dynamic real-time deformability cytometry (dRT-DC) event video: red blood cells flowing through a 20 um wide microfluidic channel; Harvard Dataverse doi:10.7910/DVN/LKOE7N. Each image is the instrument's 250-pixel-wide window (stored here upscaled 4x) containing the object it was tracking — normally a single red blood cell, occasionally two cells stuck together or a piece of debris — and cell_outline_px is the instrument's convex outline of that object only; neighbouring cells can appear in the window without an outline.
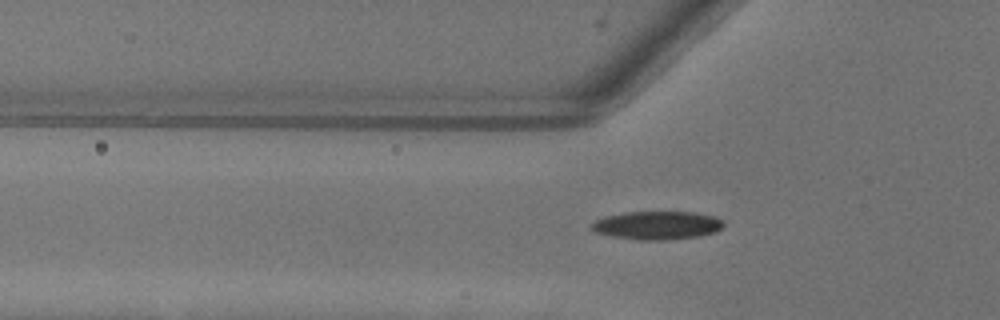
{"species": "common noctule bat (a hibernating species)", "species_latin": "Nyctalus noctula", "temperature_condition": "warm", "stored_images_in_passage": 41, "camera_frame_rate_fps": 3000, "um_per_image_px": 0.085, "animal": {"sex": "female"}, "frame": {"image": 1, "passage_image": 11, "time_ms": 3.333, "image_size_px": [1000, 320], "cell_outline_px": [[724, 224], [720, 228], [712, 232], [696, 236], [668, 240], [636, 240], [612, 236], [596, 232], [592, 228], [592, 224], [596, 220], [604, 216], [628, 212], [696, 212], [712, 216], [720, 220]], "centroid_in_image_um": [55.81, 19.15], "position_along_channel_um": 70.0, "area_um2": 21.44}}
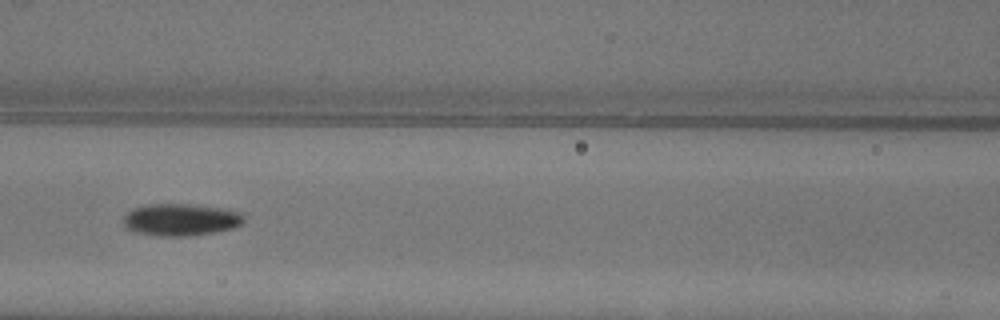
{"frame": {"image": 2, "passage_image": 17, "time_ms": 5.333, "image_size_px": [1000, 320], "cell_outline_px": [[244, 220], [240, 224], [232, 228], [212, 232], [184, 236], [160, 236], [136, 232], [128, 228], [124, 224], [124, 216], [132, 208], [148, 204], [188, 204], [224, 208], [240, 212], [244, 216]], "centroid_in_image_um": [15.36, 18.66], "position_along_channel_um": 151.2, "area_um2": 22.31}}
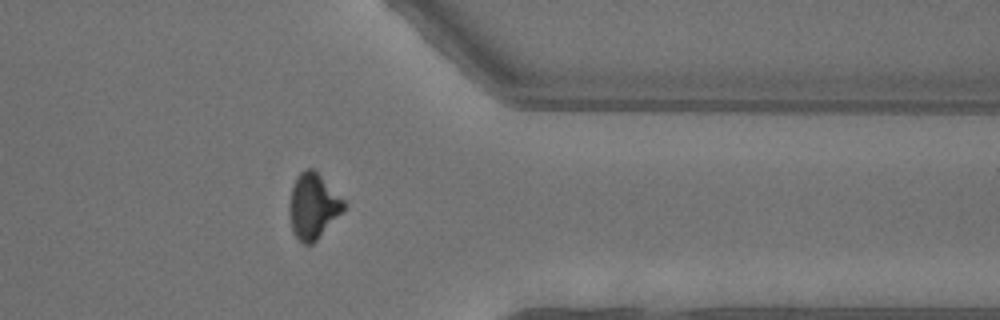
{"frame": {"image": 3, "passage_image": 35, "time_ms": 11.333, "image_size_px": [1000, 320], "cell_outline_px": [[344, 212], [312, 244], [304, 244], [292, 232], [288, 208], [288, 204], [292, 188], [296, 176], [300, 172], [308, 168], [312, 168], [344, 200]], "centroid_in_image_um": [26.59, 17.54], "position_along_channel_um": 384.8, "area_um2": 20.63}}